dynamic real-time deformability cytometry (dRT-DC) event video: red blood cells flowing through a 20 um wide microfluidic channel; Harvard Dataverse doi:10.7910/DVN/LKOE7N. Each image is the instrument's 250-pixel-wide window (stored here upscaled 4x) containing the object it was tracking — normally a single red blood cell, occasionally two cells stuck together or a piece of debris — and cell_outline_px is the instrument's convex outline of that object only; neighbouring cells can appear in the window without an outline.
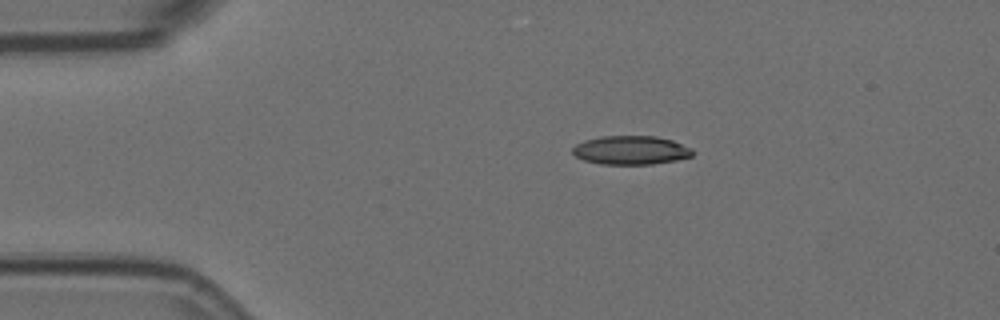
{"species": "Egyptian fruit bat (a non-hibernating species)", "species_latin": "Rousettus aegyptiacus", "temperature_condition": "room temperature", "stored_images_in_passage": 7, "camera_frame_rate_fps": 3000, "um_per_image_px": 0.085, "animal": {"sex": "female"}, "frame": {"image": 1, "passage_image": 4, "time_ms": 1.0, "image_size_px": [1000, 320], "cell_outline_px": [[696, 152], [692, 156], [676, 160], [652, 164], [600, 164], [584, 160], [576, 156], [572, 152], [572, 148], [576, 144], [584, 140], [600, 136], [656, 136], [672, 140], [692, 148]], "centroid_in_image_um": [53.64, 12.76], "position_along_channel_um": 31.4, "area_um2": 20.23}}
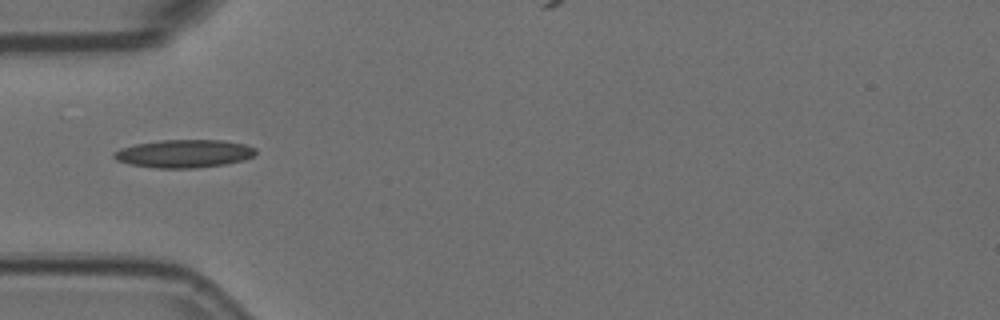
{"frame": {"image": 2, "passage_image": 6, "time_ms": 1.667, "image_size_px": [1000, 320], "cell_outline_px": [[256, 152], [252, 156], [244, 160], [224, 164], [196, 168], [156, 168], [132, 164], [116, 160], [112, 156], [112, 152], [120, 148], [136, 144], [160, 140], [224, 140], [244, 144], [256, 148]], "centroid_in_image_um": [15.63, 13.05], "position_along_channel_um": 69.4, "area_um2": 23.12}}
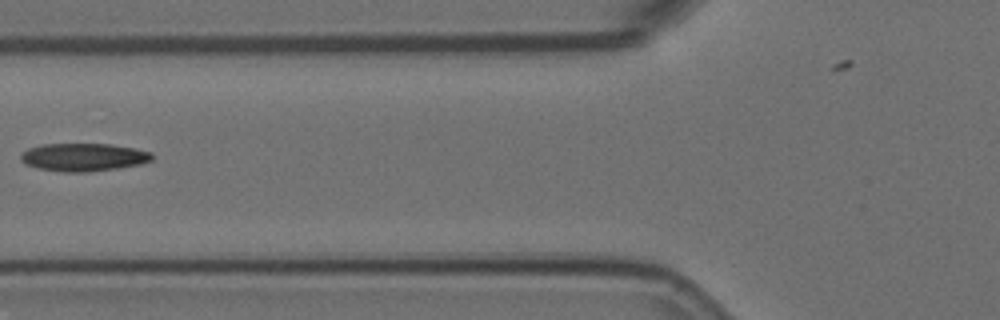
{"frame": {"image": 3, "passage_image": 7, "time_ms": 2.0, "image_size_px": [1000, 320], "cell_outline_px": [[152, 160], [140, 164], [116, 168], [84, 172], [64, 172], [40, 168], [24, 164], [20, 160], [20, 156], [28, 148], [44, 144], [108, 144], [132, 148], [152, 152]], "centroid_in_image_um": [7.08, 13.36], "position_along_channel_um": 118.7, "area_um2": 21.1}}